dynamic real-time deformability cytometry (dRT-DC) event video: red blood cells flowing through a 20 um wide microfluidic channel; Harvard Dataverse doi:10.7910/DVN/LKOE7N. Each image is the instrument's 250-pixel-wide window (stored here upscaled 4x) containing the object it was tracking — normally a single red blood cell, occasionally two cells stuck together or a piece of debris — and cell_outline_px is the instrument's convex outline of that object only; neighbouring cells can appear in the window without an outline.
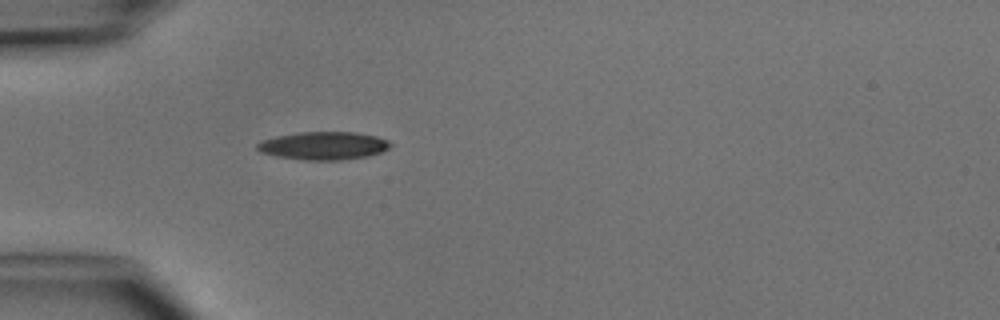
{"species": "common noctule bat (a hibernating species)", "species_latin": "Nyctalus noctula", "temperature_condition": "cold", "stored_images_in_passage": 1, "camera_frame_rate_fps": 3000, "um_per_image_px": 0.085, "animal": {"sex": "male", "body_mass_g": 15.6}, "frame": {"image": 1, "passage_image": 1, "time_ms": 0.0, "image_size_px": [1000, 320], "cell_outline_px": [[392, 144], [388, 148], [380, 152], [368, 156], [340, 160], [304, 160], [276, 156], [260, 152], [256, 148], [256, 144], [260, 140], [276, 136], [300, 132], [352, 132], [376, 136], [388, 140]], "centroid_in_image_um": [27.46, 12.38], "position_along_channel_um": 57.5, "area_um2": 21.73}}